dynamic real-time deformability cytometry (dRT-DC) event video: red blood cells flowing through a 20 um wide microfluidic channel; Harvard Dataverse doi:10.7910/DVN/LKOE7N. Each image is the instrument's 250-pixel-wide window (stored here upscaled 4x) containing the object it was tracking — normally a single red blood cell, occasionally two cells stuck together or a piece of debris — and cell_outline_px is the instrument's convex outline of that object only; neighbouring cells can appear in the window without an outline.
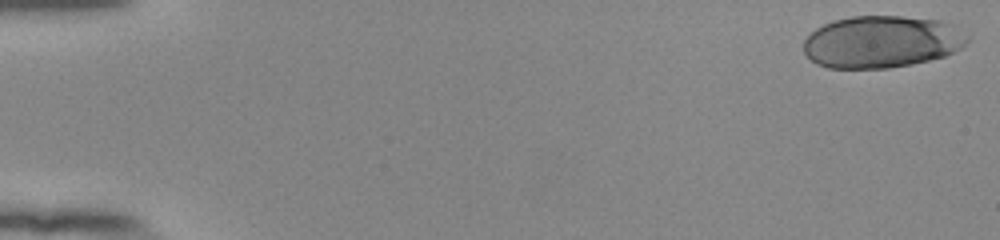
{"species": "human", "species_latin": "Homo sapiens", "temperature_condition": "room temperature", "stored_images_in_passage": 16, "camera_frame_rate_fps": 3000, "um_per_image_px": 0.085, "donor": {"sex": "female"}, "frame": {"image": 1, "passage_image": 1, "time_ms": 0.0, "image_size_px": [1000, 240], "cell_outline_px": [[968, 40], [960, 48], [944, 56], [912, 64], [888, 68], [828, 68], [816, 64], [804, 52], [804, 40], [816, 28], [832, 20], [852, 16], [900, 16], [940, 20], [952, 24], [968, 36]], "centroid_in_image_um": [74.92, 3.55], "position_along_channel_um": 10.1, "area_um2": 49.65}}
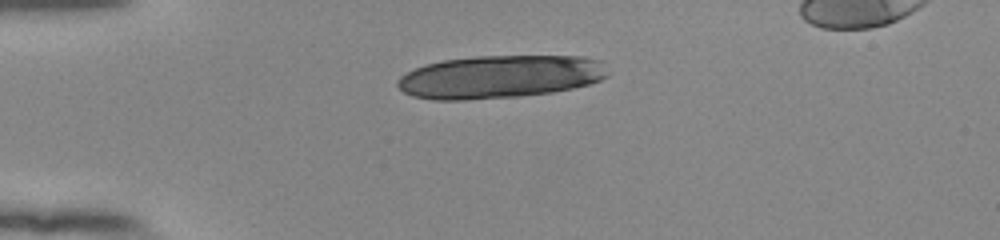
{"frame": {"image": 2, "passage_image": 14, "time_ms": 4.333, "image_size_px": [1000, 240], "cell_outline_px": [[608, 76], [600, 80], [588, 84], [572, 88], [552, 92], [516, 96], [464, 100], [432, 100], [412, 96], [404, 92], [396, 84], [396, 80], [400, 76], [416, 68], [428, 64], [444, 60], [476, 56], [584, 56], [600, 60], [608, 72]], "centroid_in_image_um": [42.49, 6.52], "position_along_channel_um": 42.5, "area_um2": 52.54}}